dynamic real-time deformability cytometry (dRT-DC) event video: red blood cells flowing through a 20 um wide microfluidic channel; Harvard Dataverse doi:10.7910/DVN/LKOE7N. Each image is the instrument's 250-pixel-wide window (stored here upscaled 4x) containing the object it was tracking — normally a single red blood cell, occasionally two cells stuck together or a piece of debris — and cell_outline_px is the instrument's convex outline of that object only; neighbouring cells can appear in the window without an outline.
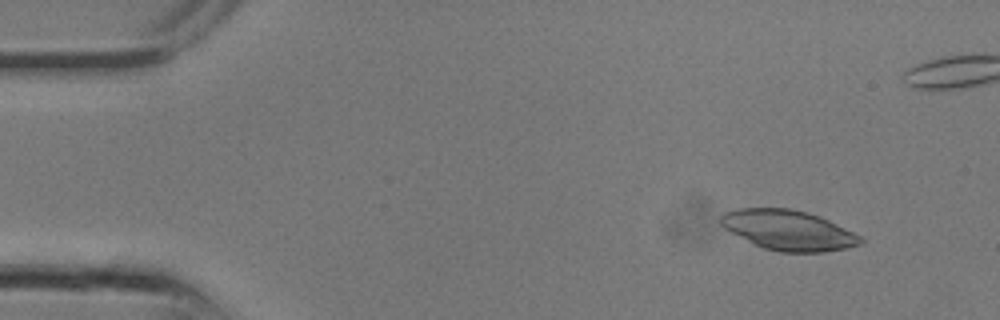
{"species": "common noctule bat (a hibernating species)", "species_latin": "Nyctalus noctula", "temperature_condition": "room temperature", "stored_images_in_passage": 9, "camera_frame_rate_fps": 3000, "um_per_image_px": 0.085, "animal": {"sex": "male", "body_mass_g": 13.3}, "frame": {"image": 1, "passage_image": 3, "time_ms": 0.667, "image_size_px": [1000, 320], "cell_outline_px": [[864, 240], [860, 244], [848, 248], [824, 252], [780, 252], [764, 248], [724, 228], [720, 224], [720, 216], [724, 212], [736, 208], [792, 208], [808, 212], [820, 216], [860, 236]], "centroid_in_image_um": [67.01, 19.55], "position_along_channel_um": 18.0, "area_um2": 32.43}}